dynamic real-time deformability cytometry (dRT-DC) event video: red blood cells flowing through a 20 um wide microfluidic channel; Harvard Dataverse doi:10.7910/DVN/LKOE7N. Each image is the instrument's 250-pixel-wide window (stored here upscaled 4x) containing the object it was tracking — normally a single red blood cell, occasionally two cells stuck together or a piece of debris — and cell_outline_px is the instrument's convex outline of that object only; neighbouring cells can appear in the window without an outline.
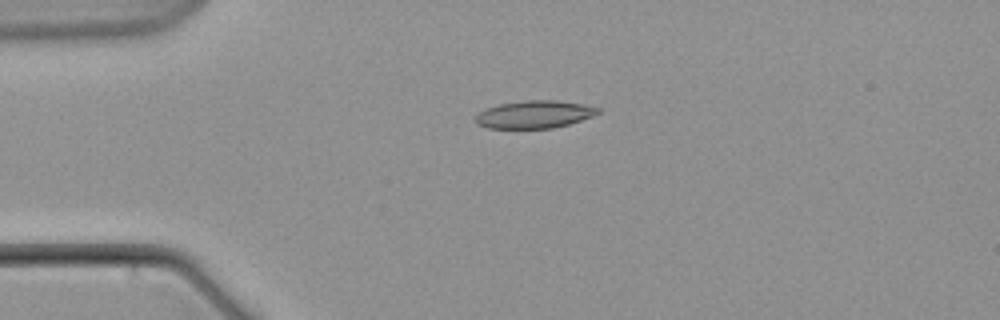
{"species": "common noctule bat (a hibernating species)", "species_latin": "Nyctalus noctula", "temperature_condition": "warm", "stored_images_in_passage": 5, "camera_frame_rate_fps": 3000, "um_per_image_px": 0.085, "animal": {"sex": "male", "body_mass_g": 21.5, "forearm_length_mm": 52.0}, "frame": {"image": 1, "passage_image": 4, "time_ms": 4.667, "image_size_px": [1000, 320], "cell_outline_px": [[600, 112], [592, 116], [568, 124], [552, 128], [488, 128], [476, 124], [476, 116], [480, 112], [488, 108], [500, 104], [524, 100], [556, 100], [584, 104], [600, 108]], "centroid_in_image_um": [45.44, 9.72], "position_along_channel_um": 39.6, "area_um2": 19.54}}